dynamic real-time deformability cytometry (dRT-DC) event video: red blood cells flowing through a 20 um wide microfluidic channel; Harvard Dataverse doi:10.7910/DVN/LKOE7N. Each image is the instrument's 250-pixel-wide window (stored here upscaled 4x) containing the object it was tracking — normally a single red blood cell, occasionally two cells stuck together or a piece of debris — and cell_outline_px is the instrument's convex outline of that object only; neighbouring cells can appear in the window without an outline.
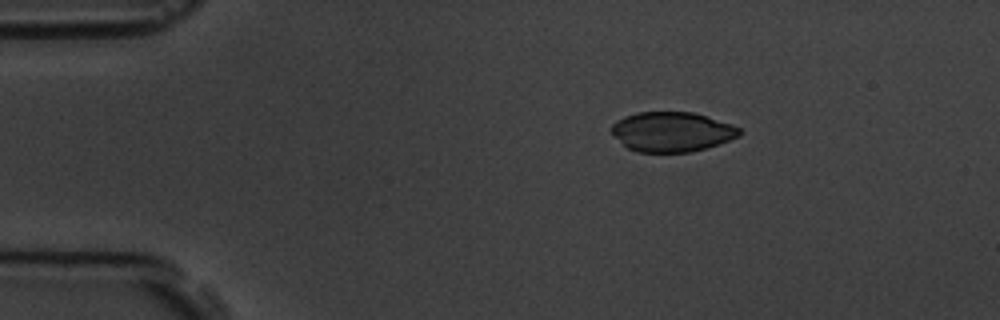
{"species": "common noctule bat (a hibernating species)", "species_latin": "Nyctalus noctula", "temperature_condition": "room temperature", "stored_images_in_passage": 3, "camera_frame_rate_fps": 3000, "um_per_image_px": 0.085, "animal": {"sex": "male", "body_mass_g": 19.5, "forearm_length_mm": 54.6}, "frame": {"image": 1, "passage_image": 1, "time_ms": 0.0, "image_size_px": [1000, 320], "cell_outline_px": [[744, 132], [740, 136], [692, 152], [636, 152], [628, 148], [612, 132], [612, 124], [616, 120], [624, 116], [636, 112], [692, 112], [732, 124], [740, 128]], "centroid_in_image_um": [57.12, 11.19], "position_along_channel_um": 27.9, "area_um2": 29.48}}